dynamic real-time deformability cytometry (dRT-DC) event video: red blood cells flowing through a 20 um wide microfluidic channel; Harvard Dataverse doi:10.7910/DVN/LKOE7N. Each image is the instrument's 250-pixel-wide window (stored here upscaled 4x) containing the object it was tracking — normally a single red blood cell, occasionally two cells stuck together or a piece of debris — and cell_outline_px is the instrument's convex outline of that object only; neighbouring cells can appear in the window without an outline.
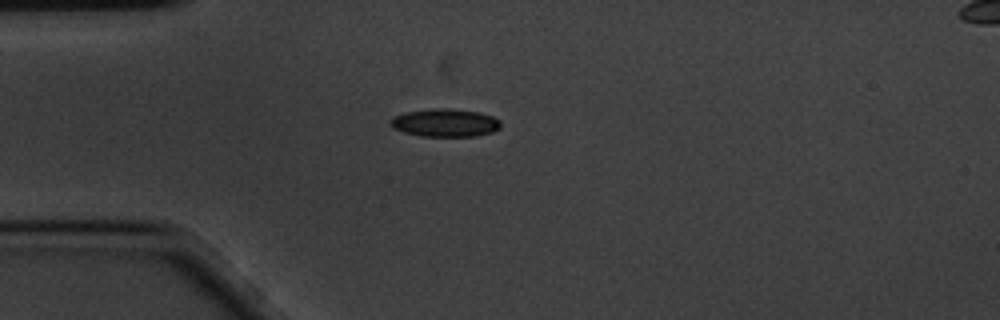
{"species": "common noctule bat (a hibernating species)", "species_latin": "Nyctalus noctula", "temperature_condition": "cold", "stored_images_in_passage": 9, "camera_frame_rate_fps": 3000, "um_per_image_px": 0.085, "animal": {"sex": "male", "body_mass_g": 20.1, "forearm_length_mm": 53.5}, "frame": {"image": 1, "passage_image": 4, "time_ms": 1.0, "image_size_px": [1000, 320], "cell_outline_px": [[500, 128], [492, 132], [476, 136], [420, 136], [404, 132], [392, 128], [388, 124], [388, 120], [392, 116], [404, 112], [432, 108], [448, 108], [480, 112], [492, 116], [500, 120]], "centroid_in_image_um": [37.78, 10.43], "position_along_channel_um": 47.2, "area_um2": 18.26}}
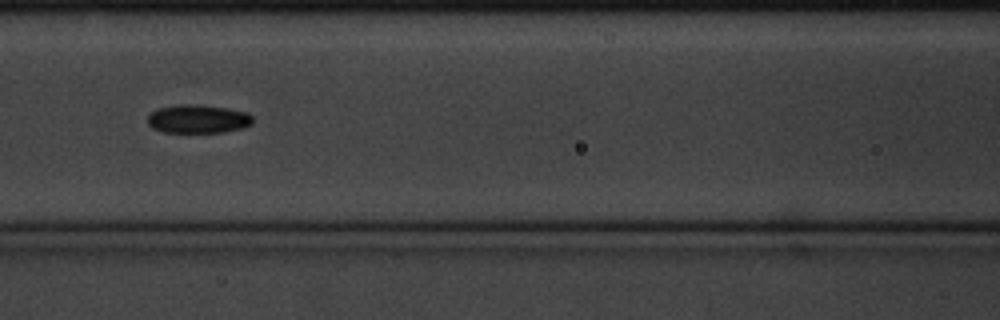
{"frame": {"image": 2, "passage_image": 7, "time_ms": 2.0, "image_size_px": [1000, 320], "cell_outline_px": [[252, 124], [240, 128], [224, 132], [160, 132], [152, 128], [148, 124], [148, 116], [152, 112], [160, 108], [180, 104], [192, 104], [228, 108], [248, 112], [252, 116]], "centroid_in_image_um": [16.83, 10.11], "position_along_channel_um": 149.8, "area_um2": 17.4}}
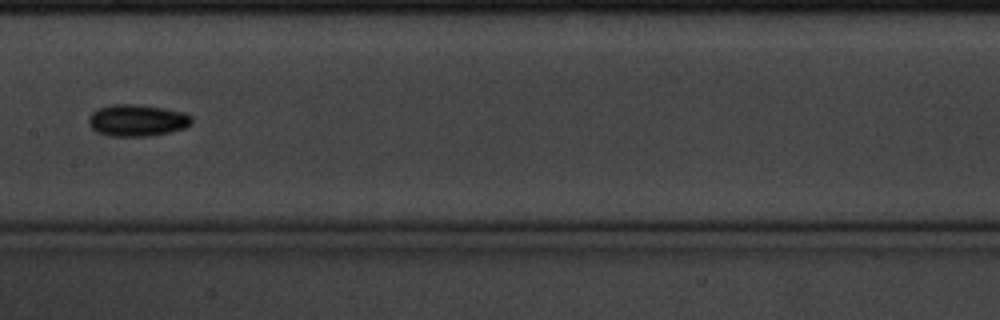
{"frame": {"image": 3, "passage_image": 8, "time_ms": 2.333, "image_size_px": [1000, 320], "cell_outline_px": [[192, 124], [184, 128], [168, 132], [148, 136], [112, 136], [96, 132], [88, 124], [88, 120], [92, 112], [100, 108], [112, 104], [136, 104], [164, 108], [184, 112], [192, 116]], "centroid_in_image_um": [11.66, 10.22], "position_along_channel_um": 195.7, "area_um2": 19.07}}